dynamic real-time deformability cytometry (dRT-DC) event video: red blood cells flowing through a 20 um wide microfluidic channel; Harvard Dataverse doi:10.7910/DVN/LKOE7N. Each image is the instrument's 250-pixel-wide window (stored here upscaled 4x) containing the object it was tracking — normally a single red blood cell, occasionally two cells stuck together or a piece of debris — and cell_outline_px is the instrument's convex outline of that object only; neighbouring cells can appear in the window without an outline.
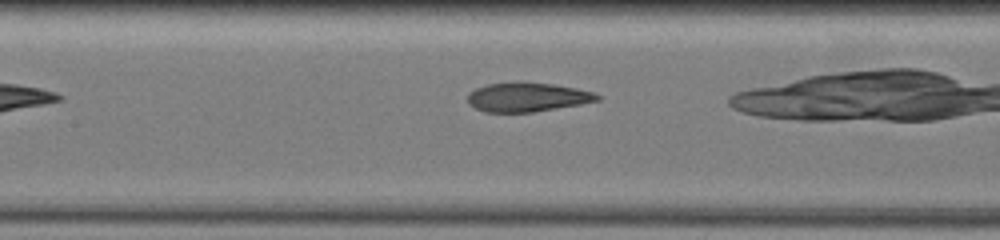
{"species": "common noctule bat (a hibernating species)", "species_latin": "Nyctalus noctula", "temperature_condition": "warm", "stored_images_in_passage": 13, "camera_frame_rate_fps": 3000, "um_per_image_px": 0.085, "animal": {"sex": "female", "body_mass_g": 19.5, "forearm_length_mm": 54.1}, "frame": {"image": 1, "passage_image": 4, "time_ms": 2.0, "image_size_px": [1000, 240], "cell_outline_px": [[600, 100], [580, 104], [532, 112], [484, 112], [468, 104], [468, 92], [476, 88], [488, 84], [516, 80], [524, 80], [552, 84], [576, 88], [596, 92], [600, 96]], "centroid_in_image_um": [44.8, 8.23], "position_along_channel_um": 162.6, "area_um2": 22.43}}
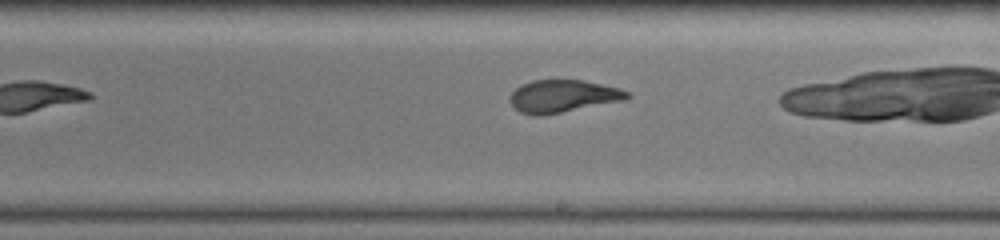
{"frame": {"image": 2, "passage_image": 8, "time_ms": 4.333, "image_size_px": [1000, 240], "cell_outline_px": [[632, 96], [624, 100], [544, 116], [532, 116], [520, 112], [508, 100], [512, 92], [520, 84], [532, 80], [584, 80], [620, 88], [628, 92]], "centroid_in_image_um": [47.83, 8.18], "position_along_channel_um": 241.2, "area_um2": 22.43}}
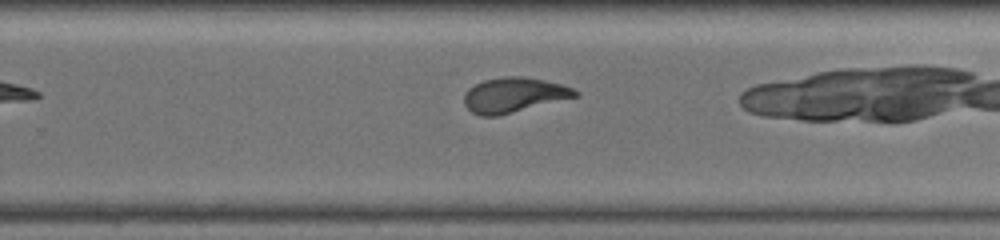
{"frame": {"image": 3, "passage_image": 10, "time_ms": 5.667, "image_size_px": [1000, 240], "cell_outline_px": [[580, 96], [496, 116], [480, 116], [472, 112], [464, 104], [464, 96], [468, 88], [484, 80], [504, 76], [524, 76], [544, 80], [560, 84], [572, 88], [580, 92]], "centroid_in_image_um": [43.69, 8.07], "position_along_channel_um": 286.1, "area_um2": 22.54}}